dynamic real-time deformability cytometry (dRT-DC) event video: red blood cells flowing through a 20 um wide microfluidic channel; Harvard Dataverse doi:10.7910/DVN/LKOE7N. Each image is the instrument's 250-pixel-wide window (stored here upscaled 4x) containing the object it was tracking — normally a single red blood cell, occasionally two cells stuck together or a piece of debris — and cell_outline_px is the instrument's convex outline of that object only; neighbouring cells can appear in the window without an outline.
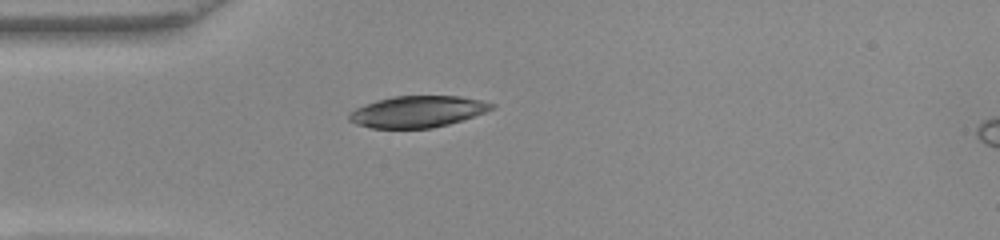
{"species": "common noctule bat (a hibernating species)", "species_latin": "Nyctalus noctula", "temperature_condition": "warm", "stored_images_in_passage": 39, "camera_frame_rate_fps": 3000, "um_per_image_px": 0.085, "animal": {"sex": "female", "body_mass_g": 22.0, "forearm_length_mm": 56.7}, "frame": {"image": 1, "passage_image": 1, "time_ms": 0.0, "image_size_px": [1000, 240], "cell_outline_px": [[496, 104], [492, 108], [484, 112], [448, 124], [432, 128], [372, 128], [356, 124], [348, 120], [348, 116], [356, 108], [376, 100], [396, 96], [460, 96], [480, 100]], "centroid_in_image_um": [35.46, 9.49], "position_along_channel_um": 49.5, "area_um2": 25.78}}
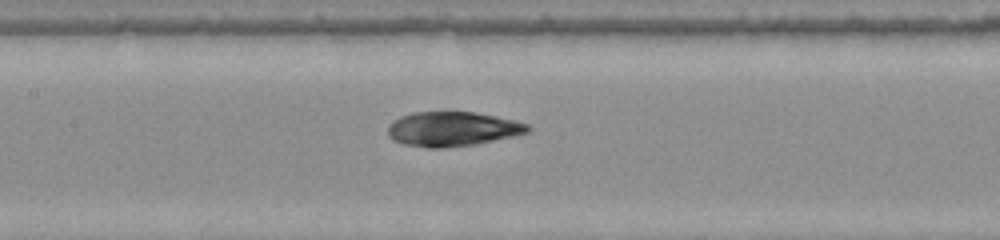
{"frame": {"image": 2, "passage_image": 11, "time_ms": 3.333, "image_size_px": [1000, 240], "cell_outline_px": [[532, 128], [528, 132], [512, 136], [476, 144], [444, 148], [428, 148], [404, 144], [396, 140], [388, 132], [388, 124], [392, 120], [400, 116], [412, 112], [476, 112], [496, 116], [528, 124]], "centroid_in_image_um": [38.45, 10.96], "position_along_channel_um": 168.9, "area_um2": 28.03}}
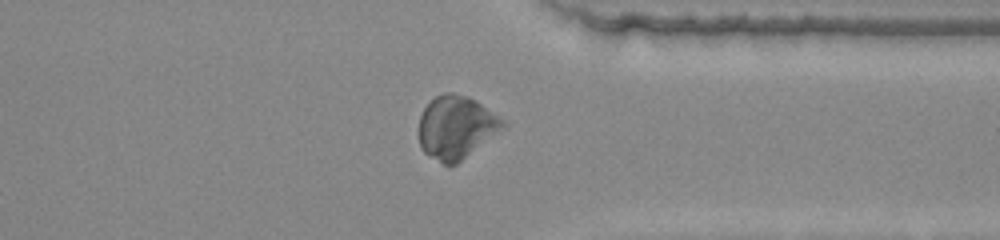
{"frame": {"image": 3, "passage_image": 27, "time_ms": 8.667, "image_size_px": [1000, 240], "cell_outline_px": [[508, 124], [504, 128], [456, 164], [448, 168], [424, 152], [420, 148], [420, 116], [424, 108], [436, 96], [444, 92], [452, 92], [468, 96], [476, 100], [504, 120]], "centroid_in_image_um": [38.78, 10.83], "position_along_channel_um": 372.6, "area_um2": 30.81}, "authors_computed_cell_mechanics": {"area_um2": 29.189, "velocity_mm_per_s": 3.8932, "shape_relaxation_time_tau1_ms": 5.2793, "shape_relaxation_time_tau2_ms": 1.3047, "deformation_change_tau1": 0.1873, "deformation_change_tau2": 0.0517}}